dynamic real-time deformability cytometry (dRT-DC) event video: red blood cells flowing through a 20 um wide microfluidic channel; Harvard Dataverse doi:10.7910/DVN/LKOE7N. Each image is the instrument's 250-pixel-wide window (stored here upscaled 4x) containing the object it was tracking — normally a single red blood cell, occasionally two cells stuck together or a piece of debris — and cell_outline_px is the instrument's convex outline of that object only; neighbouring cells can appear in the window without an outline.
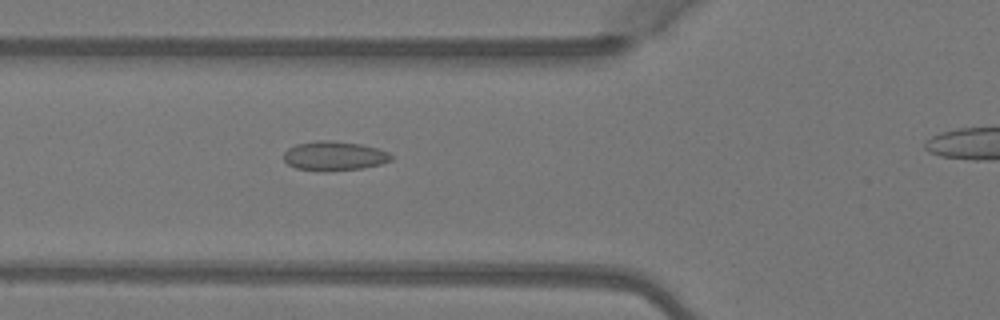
{"species": "Egyptian fruit bat (a non-hibernating species)", "species_latin": "Rousettus aegyptiacus", "temperature_condition": "warm", "stored_images_in_passage": 6, "camera_frame_rate_fps": 3000, "um_per_image_px": 0.085, "animal": {"sex": "female"}, "frame": {"image": 1, "passage_image": 5, "time_ms": 1.333, "image_size_px": [1000, 320], "cell_outline_px": [[392, 160], [380, 164], [360, 168], [324, 172], [320, 172], [296, 168], [288, 164], [284, 160], [284, 152], [288, 148], [296, 144], [316, 140], [332, 140], [360, 144], [376, 148], [388, 152], [392, 156]], "centroid_in_image_um": [28.37, 13.25], "position_along_channel_um": 97.4, "area_um2": 18.44}}